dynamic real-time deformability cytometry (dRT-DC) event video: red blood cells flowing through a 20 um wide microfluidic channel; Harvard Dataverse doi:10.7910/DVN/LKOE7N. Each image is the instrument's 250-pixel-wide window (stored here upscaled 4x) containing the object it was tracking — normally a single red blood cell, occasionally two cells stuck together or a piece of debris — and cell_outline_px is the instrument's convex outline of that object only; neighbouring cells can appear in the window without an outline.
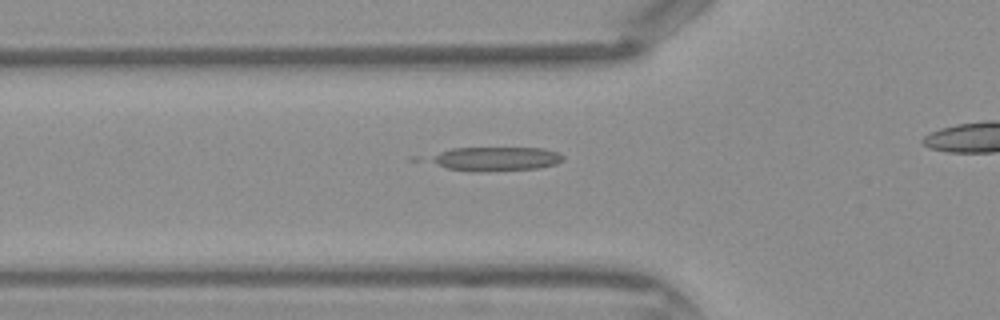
{"species": "Egyptian fruit bat (a non-hibernating species)", "species_latin": "Rousettus aegyptiacus", "temperature_condition": "warm", "stored_images_in_passage": 31, "camera_frame_rate_fps": 3000, "um_per_image_px": 0.085, "frame": {"image": 1, "passage_image": 10, "time_ms": 3.0, "image_size_px": [1000, 320], "cell_outline_px": [[564, 160], [556, 164], [540, 168], [488, 172], [468, 172], [448, 168], [432, 160], [432, 156], [440, 152], [452, 148], [544, 148], [560, 152], [564, 156]], "centroid_in_image_um": [42.26, 13.51], "position_along_channel_um": 83.5, "area_um2": 18.73}}
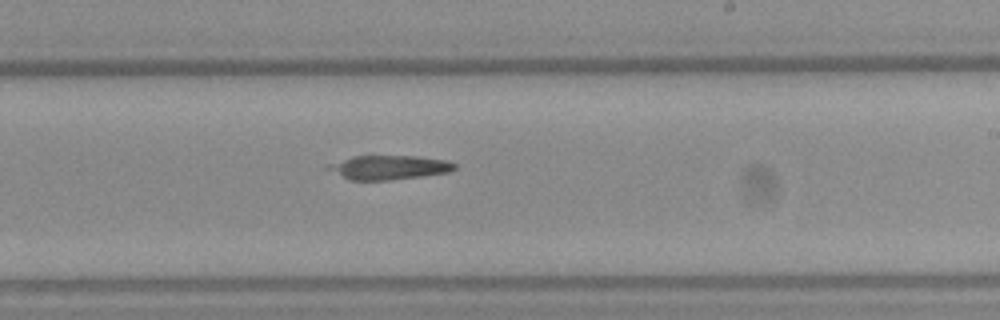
{"frame": {"image": 2, "passage_image": 21, "time_ms": 6.667, "image_size_px": [1000, 320], "cell_outline_px": [[456, 168], [448, 172], [420, 176], [388, 180], [348, 180], [324, 168], [324, 164], [352, 156], [416, 156], [448, 160], [456, 164]], "centroid_in_image_um": [32.97, 14.22], "position_along_channel_um": 256.0, "area_um2": 17.98}}
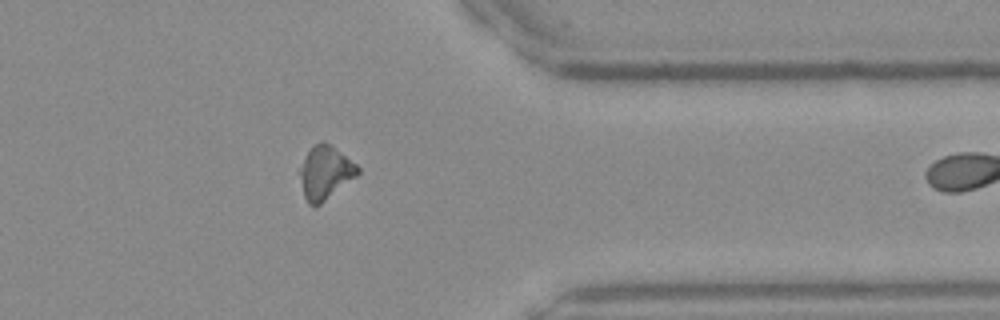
{"frame": {"image": 3, "passage_image": 30, "time_ms": 9.667, "image_size_px": [1000, 320], "cell_outline_px": [[360, 172], [356, 176], [316, 208], [312, 208], [308, 204], [304, 196], [300, 176], [300, 172], [304, 160], [312, 144], [320, 140], [324, 140], [332, 144], [356, 164], [360, 168]], "centroid_in_image_um": [27.65, 14.66], "position_along_channel_um": 383.7, "area_um2": 18.09}}